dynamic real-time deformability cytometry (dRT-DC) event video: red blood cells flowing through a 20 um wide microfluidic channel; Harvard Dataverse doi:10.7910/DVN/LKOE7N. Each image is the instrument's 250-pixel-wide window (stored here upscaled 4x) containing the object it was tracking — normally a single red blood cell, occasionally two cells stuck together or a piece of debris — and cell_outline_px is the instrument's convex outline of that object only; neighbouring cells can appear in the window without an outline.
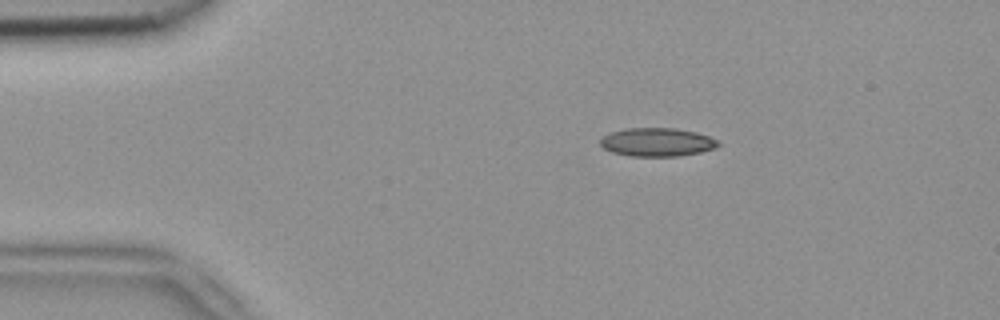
{"species": "common noctule bat (a hibernating species)", "species_latin": "Nyctalus noctula", "temperature_condition": "room temperature", "stored_images_in_passage": 43, "camera_frame_rate_fps": 3000, "um_per_image_px": 0.085, "animal": {"sex": "female", "body_mass_g": 18.4}, "frame": {"image": 1, "passage_image": 1, "time_ms": 0.0, "image_size_px": [1000, 320], "cell_outline_px": [[720, 144], [716, 148], [700, 152], [676, 156], [632, 156], [612, 152], [604, 148], [600, 144], [600, 140], [604, 136], [612, 132], [624, 128], [676, 128], [696, 132], [720, 140]], "centroid_in_image_um": [55.88, 12.07], "position_along_channel_um": 29.1, "area_um2": 19.54}}
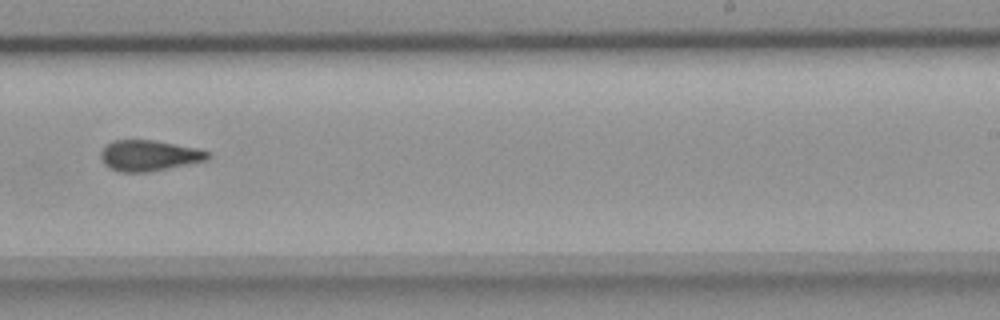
{"frame": {"image": 2, "passage_image": 24, "time_ms": 7.667, "image_size_px": [1000, 320], "cell_outline_px": [[212, 156], [208, 160], [148, 172], [120, 172], [104, 164], [100, 156], [100, 152], [112, 140], [152, 140], [196, 148], [212, 152]], "centroid_in_image_um": [12.7, 13.22], "position_along_channel_um": 276.3, "area_um2": 19.13}}
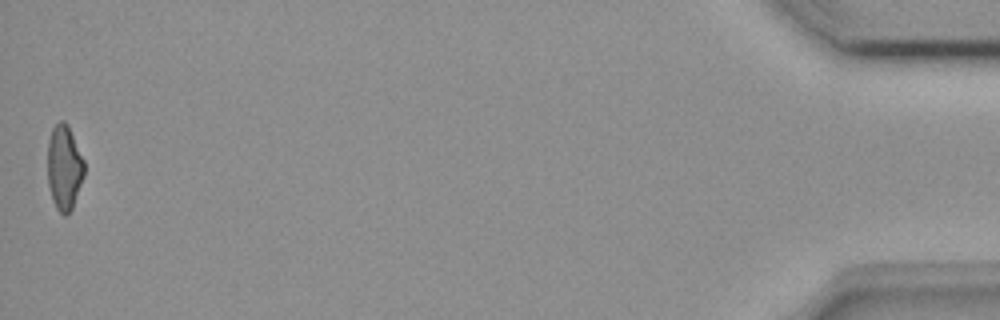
{"frame": {"image": 3, "passage_image": 43, "time_ms": 14.0, "image_size_px": [1000, 320], "cell_outline_px": [[84, 176], [72, 208], [64, 216], [56, 208], [52, 200], [48, 184], [48, 140], [52, 128], [60, 120], [64, 120], [68, 124], [84, 160]], "centroid_in_image_um": [5.45, 14.22], "position_along_channel_um": 429.7, "area_um2": 18.15}, "authors_computed_cell_mechanics": {"area_um2": 19.1896, "velocity_mm_per_s": 3.9289, "shape_relaxation_time_tau1_ms": null, "shape_relaxation_time_tau2_ms": 1.8549, "deformation_change_tau1": null, "deformation_change_tau2": 0.0927}}